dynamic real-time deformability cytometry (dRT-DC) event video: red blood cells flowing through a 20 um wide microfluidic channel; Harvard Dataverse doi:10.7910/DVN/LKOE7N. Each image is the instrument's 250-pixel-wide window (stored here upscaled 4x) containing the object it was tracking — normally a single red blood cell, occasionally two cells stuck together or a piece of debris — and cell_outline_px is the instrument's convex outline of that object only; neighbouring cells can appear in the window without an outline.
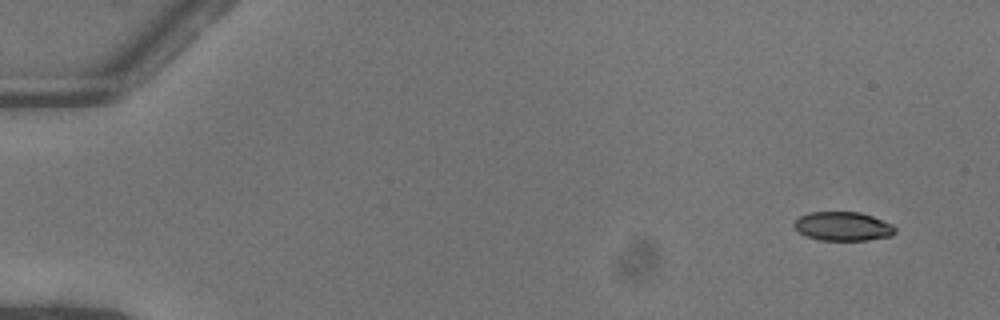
{"species": "common noctule bat (a hibernating species)", "species_latin": "Nyctalus noctula", "temperature_condition": "warm", "stored_images_in_passage": 49, "camera_frame_rate_fps": 3000, "um_per_image_px": 0.085, "animal": {"sex": "female"}, "frame": {"image": 1, "passage_image": 1, "time_ms": 0.0, "image_size_px": [1000, 320], "cell_outline_px": [[896, 232], [892, 236], [868, 240], [820, 240], [804, 236], [792, 224], [800, 216], [808, 212], [860, 212], [872, 216], [892, 224], [896, 228]], "centroid_in_image_um": [71.66, 19.24], "position_along_channel_um": 13.3, "area_um2": 17.11}}
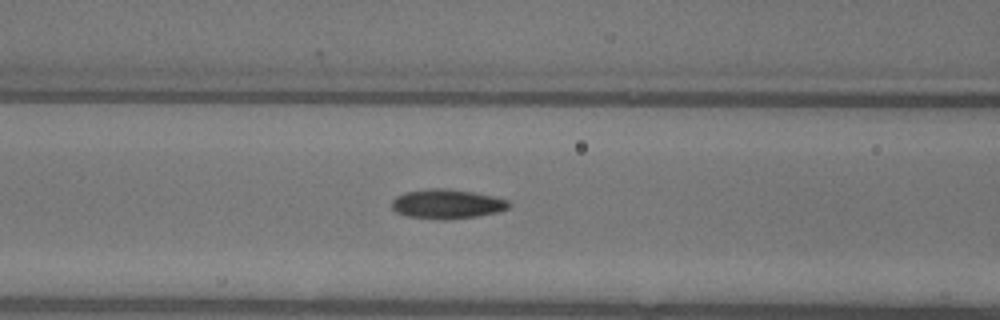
{"frame": {"image": 2, "passage_image": 20, "time_ms": 6.333, "image_size_px": [1000, 320], "cell_outline_px": [[512, 204], [508, 208], [496, 212], [476, 216], [408, 216], [396, 212], [392, 208], [392, 200], [396, 196], [404, 192], [428, 188], [448, 188], [472, 192], [492, 196], [508, 200]], "centroid_in_image_um": [37.99, 17.27], "position_along_channel_um": 128.6, "area_um2": 19.07}}
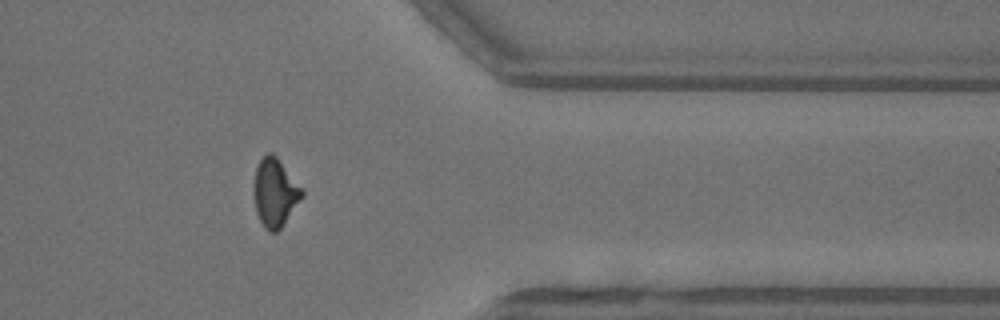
{"frame": {"image": 3, "passage_image": 40, "time_ms": 13.0, "image_size_px": [1000, 320], "cell_outline_px": [[304, 196], [280, 228], [276, 232], [268, 232], [264, 228], [256, 212], [256, 168], [260, 160], [268, 152], [272, 152], [276, 156], [304, 192]], "centroid_in_image_um": [23.4, 16.4], "position_along_channel_um": 388.0, "area_um2": 18.38}, "authors_computed_cell_mechanics": {"area_um2": 18.785, "velocity_mm_per_s": 4.0988, "shape_relaxation_time_tau1_ms": 6.6271, "shape_relaxation_time_tau2_ms": 2.3988, "deformation_change_tau1": 0.1777, "deformation_change_tau2": 0.0696}}